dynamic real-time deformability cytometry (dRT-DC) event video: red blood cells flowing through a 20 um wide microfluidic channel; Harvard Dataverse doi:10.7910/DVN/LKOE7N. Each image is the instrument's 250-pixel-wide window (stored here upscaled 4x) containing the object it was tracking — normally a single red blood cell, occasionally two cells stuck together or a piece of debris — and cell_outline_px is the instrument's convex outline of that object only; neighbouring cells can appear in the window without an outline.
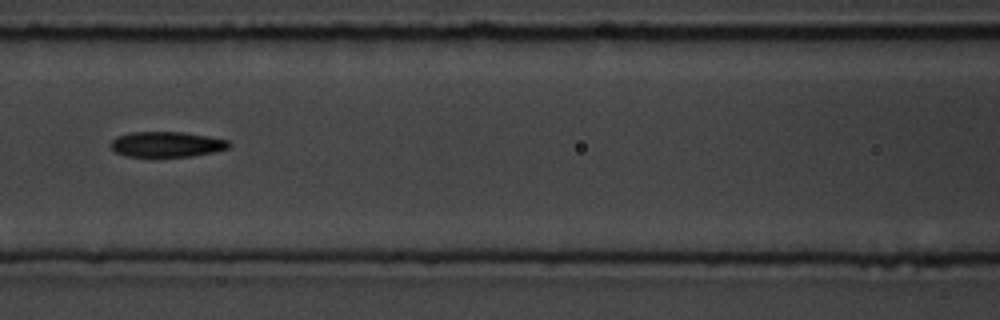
{"species": "common noctule bat (a hibernating species)", "species_latin": "Nyctalus noctula", "temperature_condition": "room temperature", "stored_images_in_passage": 9, "camera_frame_rate_fps": 3000, "um_per_image_px": 0.085, "animal": {"sex": "male", "body_mass_g": 19.5, "forearm_length_mm": 54.6}, "frame": {"image": 1, "passage_image": 6, "time_ms": 5.667, "image_size_px": [1000, 320], "cell_outline_px": [[232, 144], [228, 148], [212, 152], [192, 156], [128, 156], [116, 152], [112, 148], [112, 140], [116, 136], [128, 132], [184, 132], [208, 136], [228, 140]], "centroid_in_image_um": [14.18, 12.25], "position_along_channel_um": 152.4, "area_um2": 17.34}}